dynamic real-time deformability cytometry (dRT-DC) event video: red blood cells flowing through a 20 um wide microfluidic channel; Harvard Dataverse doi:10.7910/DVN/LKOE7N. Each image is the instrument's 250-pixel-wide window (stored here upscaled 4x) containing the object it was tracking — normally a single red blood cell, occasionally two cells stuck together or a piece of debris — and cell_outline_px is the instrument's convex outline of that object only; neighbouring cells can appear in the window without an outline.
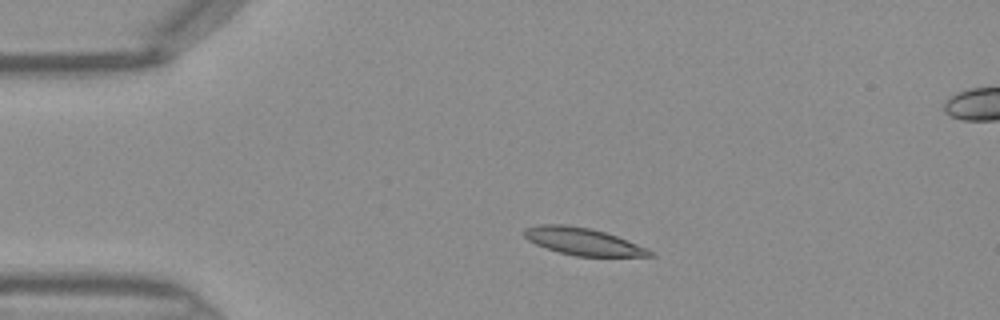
{"species": "Egyptian fruit bat (a non-hibernating species)", "species_latin": "Rousettus aegyptiacus", "temperature_condition": "warm", "stored_images_in_passage": 38, "segment_of_instrument_passage": [1, 2], "camera_frame_rate_fps": 3000, "um_per_image_px": 0.085, "frame": {"image": 1, "passage_image": 1, "time_ms": 0.0, "image_size_px": [1000, 320], "cell_outline_px": [[656, 256], [576, 256], [544, 248], [528, 240], [524, 236], [524, 228], [540, 224], [564, 224], [588, 228], [604, 232], [616, 236], [648, 248]], "centroid_in_image_um": [49.52, 20.52], "position_along_channel_um": 35.5, "area_um2": 19.77}}
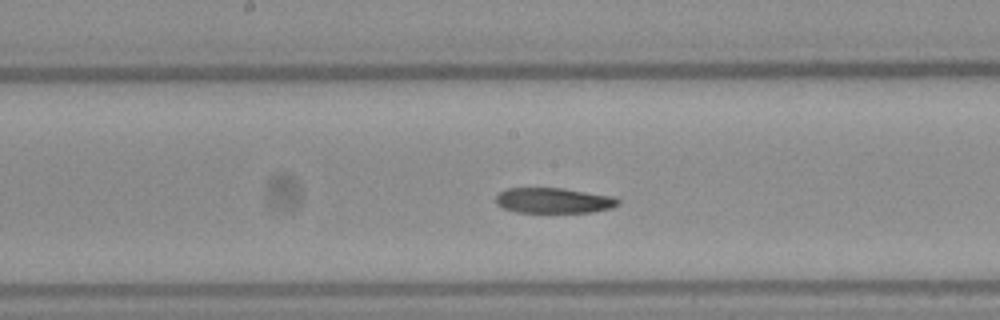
{"frame": {"image": 2, "passage_image": 15, "time_ms": 4.667, "image_size_px": [1000, 320], "cell_outline_px": [[620, 204], [612, 208], [592, 212], [516, 212], [504, 208], [496, 204], [496, 196], [504, 188], [564, 188], [612, 196], [620, 200]], "centroid_in_image_um": [47.07, 17.04], "position_along_channel_um": 201.1, "area_um2": 18.15}}
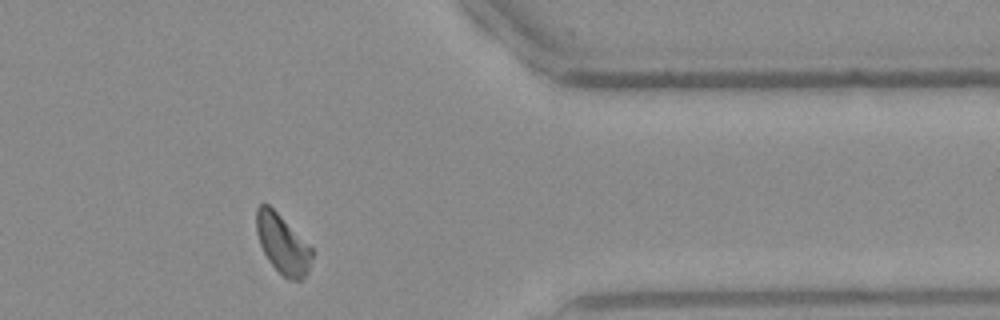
{"frame": {"image": 3, "passage_image": 29, "time_ms": 9.333, "image_size_px": [1000, 320], "cell_outline_px": [[312, 256], [308, 272], [300, 280], [288, 280], [268, 260], [260, 244], [256, 232], [256, 208], [260, 204], [268, 204], [312, 248]], "centroid_in_image_um": [24.0, 20.75], "position_along_channel_um": 387.4, "area_um2": 18.73}}